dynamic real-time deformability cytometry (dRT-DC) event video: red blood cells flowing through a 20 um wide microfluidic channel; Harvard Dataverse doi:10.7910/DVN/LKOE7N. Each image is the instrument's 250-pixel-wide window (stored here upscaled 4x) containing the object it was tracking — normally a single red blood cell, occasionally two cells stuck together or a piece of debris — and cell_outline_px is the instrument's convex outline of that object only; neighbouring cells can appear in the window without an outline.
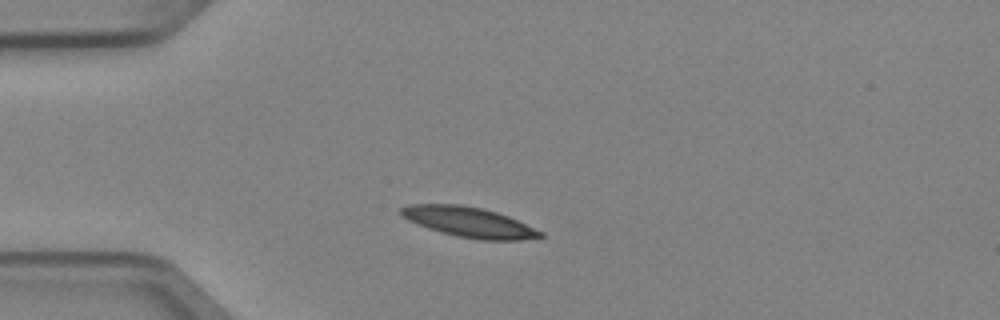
{"species": "Egyptian fruit bat (a non-hibernating species)", "species_latin": "Rousettus aegyptiacus", "temperature_condition": "cold", "stored_images_in_passage": 9, "camera_frame_rate_fps": 3000, "um_per_image_px": 0.085, "animal": {"sex": "female"}, "frame": {"image": 1, "passage_image": 6, "time_ms": 1.667, "image_size_px": [1000, 320], "cell_outline_px": [[544, 236], [520, 240], [480, 240], [456, 236], [440, 232], [416, 224], [400, 216], [400, 208], [408, 204], [460, 204], [480, 208], [496, 212], [508, 216], [544, 232]], "centroid_in_image_um": [39.83, 18.88], "position_along_channel_um": 45.2, "area_um2": 24.51}}
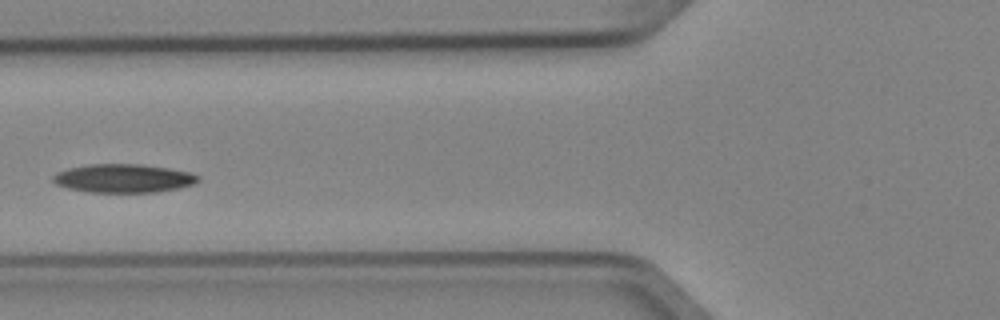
{"frame": {"image": 2, "passage_image": 8, "time_ms": 2.333, "image_size_px": [1000, 320], "cell_outline_px": [[200, 180], [196, 184], [180, 188], [156, 192], [92, 192], [68, 188], [56, 184], [52, 180], [52, 176], [56, 172], [68, 168], [88, 164], [140, 164], [168, 168], [192, 172], [200, 176]], "centroid_in_image_um": [10.53, 15.15], "position_along_channel_um": 115.3, "area_um2": 24.33}}
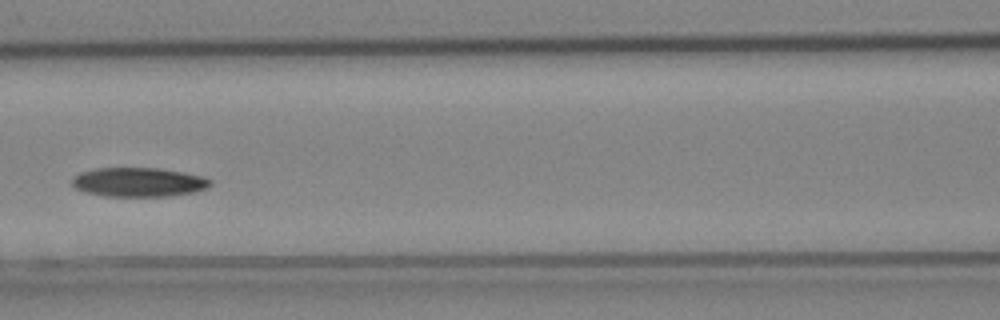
{"frame": {"image": 3, "passage_image": 9, "time_ms": 2.667, "image_size_px": [1000, 320], "cell_outline_px": [[212, 184], [204, 188], [192, 192], [168, 196], [104, 196], [84, 192], [76, 188], [72, 184], [72, 176], [80, 172], [96, 168], [160, 168], [200, 176], [212, 180]], "centroid_in_image_um": [11.72, 15.48], "position_along_channel_um": 154.9, "area_um2": 23.35}}